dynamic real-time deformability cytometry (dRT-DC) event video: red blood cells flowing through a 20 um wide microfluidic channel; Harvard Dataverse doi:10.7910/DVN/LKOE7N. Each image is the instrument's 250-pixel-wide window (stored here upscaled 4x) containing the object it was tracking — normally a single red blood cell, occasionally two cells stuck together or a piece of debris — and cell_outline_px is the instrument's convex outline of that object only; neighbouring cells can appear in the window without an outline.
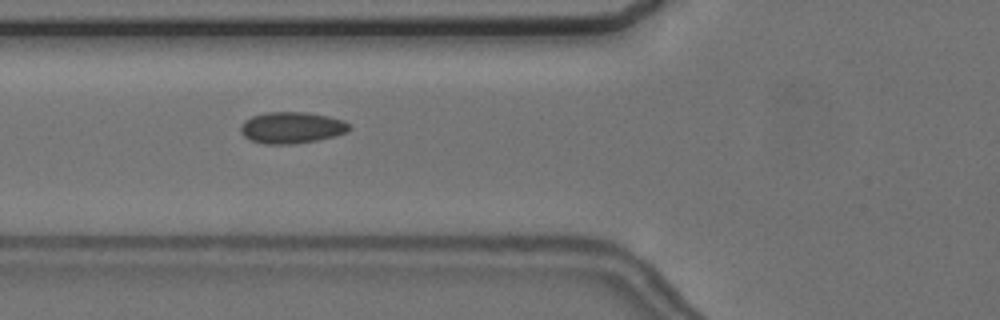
{"species": "common noctule bat (a hibernating species)", "species_latin": "Nyctalus noctula", "temperature_condition": "cold", "stored_images_in_passage": 10, "camera_frame_rate_fps": 3000, "um_per_image_px": 0.085, "animal": {"sex": "female", "body_mass_g": 24.6, "forearm_length_mm": 56.2}, "frame": {"image": 1, "passage_image": 6, "time_ms": 7.0, "image_size_px": [1000, 320], "cell_outline_px": [[352, 128], [348, 132], [316, 140], [292, 144], [264, 144], [252, 140], [244, 136], [240, 132], [240, 124], [244, 120], [252, 116], [264, 112], [308, 112], [328, 116], [344, 120]], "centroid_in_image_um": [24.77, 10.84], "position_along_channel_um": 101.0, "area_um2": 20.0}}
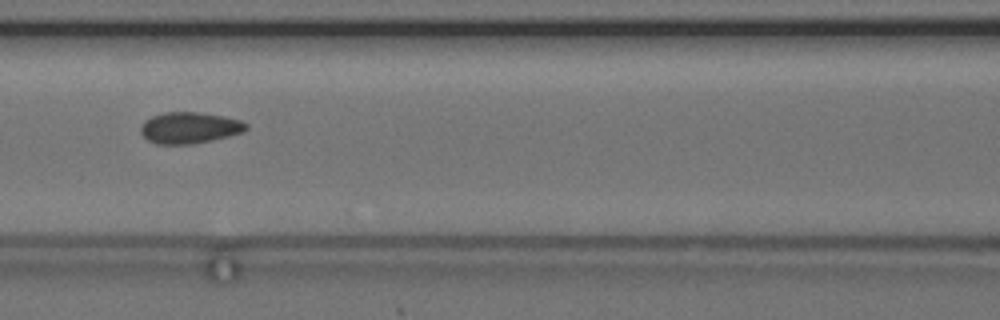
{"frame": {"image": 2, "passage_image": 7, "time_ms": 8.333, "image_size_px": [1000, 320], "cell_outline_px": [[248, 128], [240, 132], [228, 136], [212, 140], [192, 144], [156, 144], [148, 140], [140, 132], [140, 128], [144, 120], [152, 116], [164, 112], [196, 112], [224, 116], [240, 120], [248, 124]], "centroid_in_image_um": [16.08, 10.86], "position_along_channel_um": 150.5, "area_um2": 19.19}}